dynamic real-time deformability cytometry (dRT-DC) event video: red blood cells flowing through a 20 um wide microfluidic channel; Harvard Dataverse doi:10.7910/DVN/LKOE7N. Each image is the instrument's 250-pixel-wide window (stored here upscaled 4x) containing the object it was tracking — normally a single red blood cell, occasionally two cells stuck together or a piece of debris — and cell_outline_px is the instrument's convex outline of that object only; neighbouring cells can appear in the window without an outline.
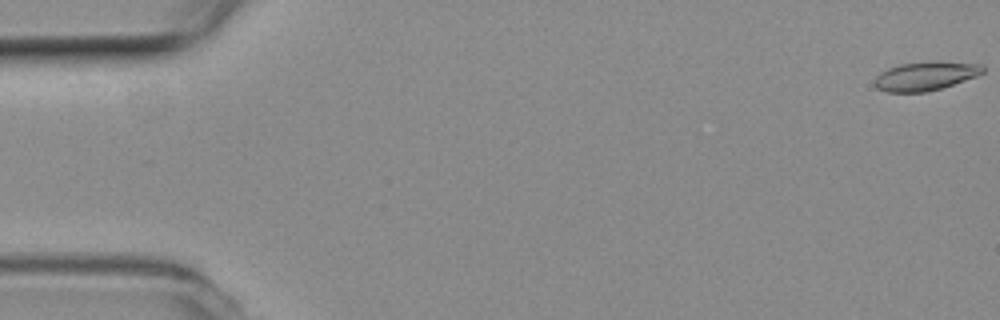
{"species": "common noctule bat (a hibernating species)", "species_latin": "Nyctalus noctula", "temperature_condition": "room temperature", "stored_images_in_passage": 3, "segment_of_instrument_passage": [2, 2], "camera_frame_rate_fps": 3000, "um_per_image_px": 0.085, "animal": {"sex": "female", "body_mass_g": 19.3, "forearm_length_mm": 54.1}, "frame": {"image": 1, "passage_image": 3, "time_ms": 0.667, "image_size_px": [1000, 320], "cell_outline_px": [[984, 72], [976, 76], [940, 88], [924, 92], [888, 92], [876, 88], [876, 76], [880, 72], [888, 68], [900, 64], [936, 60], [980, 64], [984, 68]], "centroid_in_image_um": [78.66, 6.44], "position_along_channel_um": 6.3, "area_um2": 18.09}}